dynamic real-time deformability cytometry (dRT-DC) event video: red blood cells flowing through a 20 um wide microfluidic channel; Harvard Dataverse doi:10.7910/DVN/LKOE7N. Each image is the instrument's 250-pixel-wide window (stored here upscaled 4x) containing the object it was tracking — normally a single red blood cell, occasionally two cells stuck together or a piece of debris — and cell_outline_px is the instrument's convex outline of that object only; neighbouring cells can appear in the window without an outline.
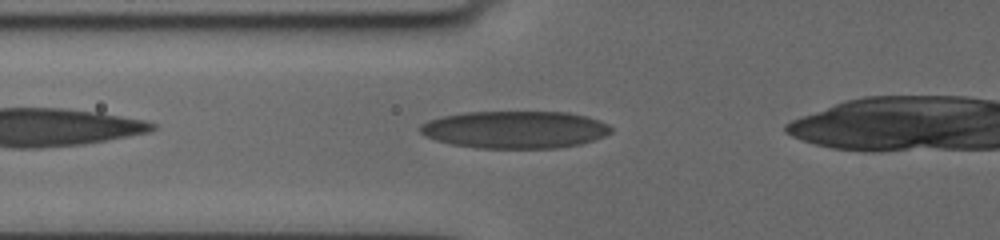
{"species": "human", "species_latin": "Homo sapiens", "temperature_condition": "cold", "stored_images_in_passage": 6, "camera_frame_rate_fps": 3000, "um_per_image_px": 0.085, "donor": {"sex": "female"}, "frame": {"image": 1, "passage_image": 4, "time_ms": 1.667, "image_size_px": [1000, 240], "cell_outline_px": [[612, 132], [604, 136], [580, 144], [556, 148], [476, 148], [452, 144], [436, 140], [424, 136], [420, 132], [420, 124], [428, 120], [440, 116], [464, 112], [568, 112], [600, 120], [608, 124], [612, 128]], "centroid_in_image_um": [43.75, 11.01], "position_along_channel_um": 82.1, "area_um2": 41.73}}